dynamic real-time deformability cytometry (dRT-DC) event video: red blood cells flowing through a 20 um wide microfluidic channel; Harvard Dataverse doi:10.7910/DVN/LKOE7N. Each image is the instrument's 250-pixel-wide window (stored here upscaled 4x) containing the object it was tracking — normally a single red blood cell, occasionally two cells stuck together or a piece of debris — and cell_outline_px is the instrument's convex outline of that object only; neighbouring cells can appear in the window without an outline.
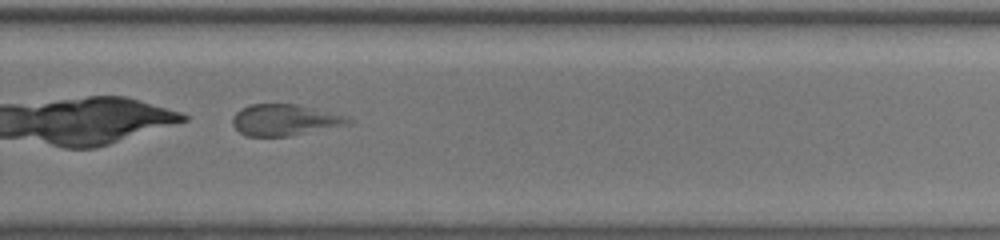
{"species": "common noctule bat (a hibernating species)", "species_latin": "Nyctalus noctula", "temperature_condition": "warm", "stored_images_in_passage": 42, "camera_frame_rate_fps": 3000, "um_per_image_px": 0.085, "animal": {"sex": "female", "body_mass_g": 19.5, "forearm_length_mm": 54.1}, "frame": {"image": 1, "passage_image": 26, "time_ms": 8.333, "image_size_px": [1000, 240], "cell_outline_px": [[352, 124], [288, 136], [248, 136], [240, 132], [232, 124], [232, 116], [240, 108], [252, 104], [296, 104], [316, 108], [348, 116], [352, 120]], "centroid_in_image_um": [24.23, 10.19], "position_along_channel_um": 305.6, "area_um2": 21.21}}